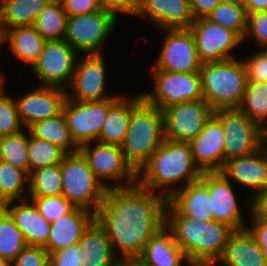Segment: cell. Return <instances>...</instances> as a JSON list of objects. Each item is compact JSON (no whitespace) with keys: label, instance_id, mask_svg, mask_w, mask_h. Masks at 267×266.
I'll list each match as a JSON object with an SVG mask.
<instances>
[{"label":"cell","instance_id":"cell-1","mask_svg":"<svg viewBox=\"0 0 267 266\" xmlns=\"http://www.w3.org/2000/svg\"><path fill=\"white\" fill-rule=\"evenodd\" d=\"M167 201L163 192L155 194L138 184L108 188L95 219L117 257V249L121 256L141 254L149 239L165 226Z\"/></svg>","mask_w":267,"mask_h":266},{"label":"cell","instance_id":"cell-2","mask_svg":"<svg viewBox=\"0 0 267 266\" xmlns=\"http://www.w3.org/2000/svg\"><path fill=\"white\" fill-rule=\"evenodd\" d=\"M165 226L191 266H215L234 231L215 220L205 222L185 217L169 201L165 208Z\"/></svg>","mask_w":267,"mask_h":266},{"label":"cell","instance_id":"cell-3","mask_svg":"<svg viewBox=\"0 0 267 266\" xmlns=\"http://www.w3.org/2000/svg\"><path fill=\"white\" fill-rule=\"evenodd\" d=\"M201 174L194 164L189 142L164 139L151 158L137 172V184L152 192L164 190L168 200L174 194L173 188L177 184L183 182L181 187L187 186L199 180Z\"/></svg>","mask_w":267,"mask_h":266},{"label":"cell","instance_id":"cell-4","mask_svg":"<svg viewBox=\"0 0 267 266\" xmlns=\"http://www.w3.org/2000/svg\"><path fill=\"white\" fill-rule=\"evenodd\" d=\"M163 112L142 99L130 113L128 131L121 150L138 172L164 141Z\"/></svg>","mask_w":267,"mask_h":266},{"label":"cell","instance_id":"cell-5","mask_svg":"<svg viewBox=\"0 0 267 266\" xmlns=\"http://www.w3.org/2000/svg\"><path fill=\"white\" fill-rule=\"evenodd\" d=\"M200 74L203 99L213 110L241 105L247 82L242 59L202 63Z\"/></svg>","mask_w":267,"mask_h":266},{"label":"cell","instance_id":"cell-6","mask_svg":"<svg viewBox=\"0 0 267 266\" xmlns=\"http://www.w3.org/2000/svg\"><path fill=\"white\" fill-rule=\"evenodd\" d=\"M60 167L63 179L62 195L74 207L84 208L96 214L108 187L94 175L79 151L67 153Z\"/></svg>","mask_w":267,"mask_h":266},{"label":"cell","instance_id":"cell-7","mask_svg":"<svg viewBox=\"0 0 267 266\" xmlns=\"http://www.w3.org/2000/svg\"><path fill=\"white\" fill-rule=\"evenodd\" d=\"M213 114L224 130V164L256 152L264 145V131L238 108L217 109Z\"/></svg>","mask_w":267,"mask_h":266},{"label":"cell","instance_id":"cell-8","mask_svg":"<svg viewBox=\"0 0 267 266\" xmlns=\"http://www.w3.org/2000/svg\"><path fill=\"white\" fill-rule=\"evenodd\" d=\"M154 93L143 92L142 98L161 111L165 108L186 101L204 100L200 72H171L151 70Z\"/></svg>","mask_w":267,"mask_h":266},{"label":"cell","instance_id":"cell-9","mask_svg":"<svg viewBox=\"0 0 267 266\" xmlns=\"http://www.w3.org/2000/svg\"><path fill=\"white\" fill-rule=\"evenodd\" d=\"M117 18L113 12L105 9L68 16L64 40L77 52L102 54L101 45L114 29Z\"/></svg>","mask_w":267,"mask_h":266},{"label":"cell","instance_id":"cell-10","mask_svg":"<svg viewBox=\"0 0 267 266\" xmlns=\"http://www.w3.org/2000/svg\"><path fill=\"white\" fill-rule=\"evenodd\" d=\"M91 146L92 142L85 143L79 146L78 151L103 184L108 188L130 187L137 184V172L126 161L120 146L102 144L97 141L93 147ZM108 180H114V182L119 180L120 184L109 185L104 182ZM121 181H125V183L121 185Z\"/></svg>","mask_w":267,"mask_h":266},{"label":"cell","instance_id":"cell-11","mask_svg":"<svg viewBox=\"0 0 267 266\" xmlns=\"http://www.w3.org/2000/svg\"><path fill=\"white\" fill-rule=\"evenodd\" d=\"M121 97L116 95L99 101H74L66 98L63 114L74 142L81 146L96 142L109 108Z\"/></svg>","mask_w":267,"mask_h":266},{"label":"cell","instance_id":"cell-12","mask_svg":"<svg viewBox=\"0 0 267 266\" xmlns=\"http://www.w3.org/2000/svg\"><path fill=\"white\" fill-rule=\"evenodd\" d=\"M78 52L65 40L46 41L44 49L32 65L34 75L41 86L65 88L71 83Z\"/></svg>","mask_w":267,"mask_h":266},{"label":"cell","instance_id":"cell-13","mask_svg":"<svg viewBox=\"0 0 267 266\" xmlns=\"http://www.w3.org/2000/svg\"><path fill=\"white\" fill-rule=\"evenodd\" d=\"M162 112L164 138L190 142L202 132L214 110L204 100H192L173 104Z\"/></svg>","mask_w":267,"mask_h":266},{"label":"cell","instance_id":"cell-14","mask_svg":"<svg viewBox=\"0 0 267 266\" xmlns=\"http://www.w3.org/2000/svg\"><path fill=\"white\" fill-rule=\"evenodd\" d=\"M189 29L194 35L202 63L236 58L230 52L243 42L235 32L212 22L207 17L195 19Z\"/></svg>","mask_w":267,"mask_h":266},{"label":"cell","instance_id":"cell-15","mask_svg":"<svg viewBox=\"0 0 267 266\" xmlns=\"http://www.w3.org/2000/svg\"><path fill=\"white\" fill-rule=\"evenodd\" d=\"M201 66L190 29H168L158 60L151 70L188 73L200 72Z\"/></svg>","mask_w":267,"mask_h":266},{"label":"cell","instance_id":"cell-16","mask_svg":"<svg viewBox=\"0 0 267 266\" xmlns=\"http://www.w3.org/2000/svg\"><path fill=\"white\" fill-rule=\"evenodd\" d=\"M105 62L103 54H85L77 60L76 68L69 85L72 95L67 92V98L74 101H99L107 98L105 92ZM106 95V96H105Z\"/></svg>","mask_w":267,"mask_h":266},{"label":"cell","instance_id":"cell-17","mask_svg":"<svg viewBox=\"0 0 267 266\" xmlns=\"http://www.w3.org/2000/svg\"><path fill=\"white\" fill-rule=\"evenodd\" d=\"M66 89L41 86L15 99L23 126L28 130L36 122L54 117L63 110Z\"/></svg>","mask_w":267,"mask_h":266},{"label":"cell","instance_id":"cell-18","mask_svg":"<svg viewBox=\"0 0 267 266\" xmlns=\"http://www.w3.org/2000/svg\"><path fill=\"white\" fill-rule=\"evenodd\" d=\"M224 140L223 125L212 114L202 132L189 142L194 164L201 173L221 172L224 166Z\"/></svg>","mask_w":267,"mask_h":266},{"label":"cell","instance_id":"cell-19","mask_svg":"<svg viewBox=\"0 0 267 266\" xmlns=\"http://www.w3.org/2000/svg\"><path fill=\"white\" fill-rule=\"evenodd\" d=\"M200 180L208 187L212 198L214 220L233 230L244 229L246 226L230 180L220 172L202 173Z\"/></svg>","mask_w":267,"mask_h":266},{"label":"cell","instance_id":"cell-20","mask_svg":"<svg viewBox=\"0 0 267 266\" xmlns=\"http://www.w3.org/2000/svg\"><path fill=\"white\" fill-rule=\"evenodd\" d=\"M134 15L149 17L164 30L187 29L194 21L189 0H136Z\"/></svg>","mask_w":267,"mask_h":266},{"label":"cell","instance_id":"cell-21","mask_svg":"<svg viewBox=\"0 0 267 266\" xmlns=\"http://www.w3.org/2000/svg\"><path fill=\"white\" fill-rule=\"evenodd\" d=\"M220 173L227 179L255 190L256 195L267 188V147L263 145L250 155L228 160Z\"/></svg>","mask_w":267,"mask_h":266},{"label":"cell","instance_id":"cell-22","mask_svg":"<svg viewBox=\"0 0 267 266\" xmlns=\"http://www.w3.org/2000/svg\"><path fill=\"white\" fill-rule=\"evenodd\" d=\"M23 203L10 201L4 204L6 211L13 218L16 226L21 230L28 246L47 245V240L51 231L49 223L39 212L36 205L26 196L22 198Z\"/></svg>","mask_w":267,"mask_h":266},{"label":"cell","instance_id":"cell-23","mask_svg":"<svg viewBox=\"0 0 267 266\" xmlns=\"http://www.w3.org/2000/svg\"><path fill=\"white\" fill-rule=\"evenodd\" d=\"M95 219V214L87 209L74 207L68 214L51 223V231L44 247L50 254L78 244L84 230Z\"/></svg>","mask_w":267,"mask_h":266},{"label":"cell","instance_id":"cell-24","mask_svg":"<svg viewBox=\"0 0 267 266\" xmlns=\"http://www.w3.org/2000/svg\"><path fill=\"white\" fill-rule=\"evenodd\" d=\"M168 201L185 217L214 221L212 198L208 187L200 179L184 187H175Z\"/></svg>","mask_w":267,"mask_h":266},{"label":"cell","instance_id":"cell-25","mask_svg":"<svg viewBox=\"0 0 267 266\" xmlns=\"http://www.w3.org/2000/svg\"><path fill=\"white\" fill-rule=\"evenodd\" d=\"M79 266H115L117 256L103 227L94 219L78 242Z\"/></svg>","mask_w":267,"mask_h":266},{"label":"cell","instance_id":"cell-26","mask_svg":"<svg viewBox=\"0 0 267 266\" xmlns=\"http://www.w3.org/2000/svg\"><path fill=\"white\" fill-rule=\"evenodd\" d=\"M217 263L223 266H267L261 248L246 228L230 234Z\"/></svg>","mask_w":267,"mask_h":266},{"label":"cell","instance_id":"cell-27","mask_svg":"<svg viewBox=\"0 0 267 266\" xmlns=\"http://www.w3.org/2000/svg\"><path fill=\"white\" fill-rule=\"evenodd\" d=\"M168 232H167V231ZM164 226L147 242L139 255L148 266H191L182 249L174 241L172 232Z\"/></svg>","mask_w":267,"mask_h":266},{"label":"cell","instance_id":"cell-28","mask_svg":"<svg viewBox=\"0 0 267 266\" xmlns=\"http://www.w3.org/2000/svg\"><path fill=\"white\" fill-rule=\"evenodd\" d=\"M142 99L141 93L128 101L125 96H121L109 108L97 142L121 146L128 131L131 110Z\"/></svg>","mask_w":267,"mask_h":266},{"label":"cell","instance_id":"cell-29","mask_svg":"<svg viewBox=\"0 0 267 266\" xmlns=\"http://www.w3.org/2000/svg\"><path fill=\"white\" fill-rule=\"evenodd\" d=\"M3 44L8 42L14 56L29 65L35 63L41 55L46 40L38 33L34 25L16 26L2 33Z\"/></svg>","mask_w":267,"mask_h":266},{"label":"cell","instance_id":"cell-30","mask_svg":"<svg viewBox=\"0 0 267 266\" xmlns=\"http://www.w3.org/2000/svg\"><path fill=\"white\" fill-rule=\"evenodd\" d=\"M50 0H0V30L34 25L40 11Z\"/></svg>","mask_w":267,"mask_h":266},{"label":"cell","instance_id":"cell-31","mask_svg":"<svg viewBox=\"0 0 267 266\" xmlns=\"http://www.w3.org/2000/svg\"><path fill=\"white\" fill-rule=\"evenodd\" d=\"M29 131L36 138L59 146L66 153L79 150V146L72 139L63 111L54 117L36 122Z\"/></svg>","mask_w":267,"mask_h":266},{"label":"cell","instance_id":"cell-32","mask_svg":"<svg viewBox=\"0 0 267 266\" xmlns=\"http://www.w3.org/2000/svg\"><path fill=\"white\" fill-rule=\"evenodd\" d=\"M68 15L61 0H50L34 22L38 33L46 41L64 40Z\"/></svg>","mask_w":267,"mask_h":266},{"label":"cell","instance_id":"cell-33","mask_svg":"<svg viewBox=\"0 0 267 266\" xmlns=\"http://www.w3.org/2000/svg\"><path fill=\"white\" fill-rule=\"evenodd\" d=\"M238 109L264 131L267 128V83L247 81Z\"/></svg>","mask_w":267,"mask_h":266},{"label":"cell","instance_id":"cell-34","mask_svg":"<svg viewBox=\"0 0 267 266\" xmlns=\"http://www.w3.org/2000/svg\"><path fill=\"white\" fill-rule=\"evenodd\" d=\"M62 184L60 164L39 168L29 174V196L42 198L61 195Z\"/></svg>","mask_w":267,"mask_h":266},{"label":"cell","instance_id":"cell-35","mask_svg":"<svg viewBox=\"0 0 267 266\" xmlns=\"http://www.w3.org/2000/svg\"><path fill=\"white\" fill-rule=\"evenodd\" d=\"M26 246L21 230L4 205L0 204V257L12 262Z\"/></svg>","mask_w":267,"mask_h":266},{"label":"cell","instance_id":"cell-36","mask_svg":"<svg viewBox=\"0 0 267 266\" xmlns=\"http://www.w3.org/2000/svg\"><path fill=\"white\" fill-rule=\"evenodd\" d=\"M25 185H29V174L25 170L0 161V204L22 198Z\"/></svg>","mask_w":267,"mask_h":266},{"label":"cell","instance_id":"cell-37","mask_svg":"<svg viewBox=\"0 0 267 266\" xmlns=\"http://www.w3.org/2000/svg\"><path fill=\"white\" fill-rule=\"evenodd\" d=\"M28 157L29 174L39 168L60 164L67 154L59 146L33 136L29 129Z\"/></svg>","mask_w":267,"mask_h":266},{"label":"cell","instance_id":"cell-38","mask_svg":"<svg viewBox=\"0 0 267 266\" xmlns=\"http://www.w3.org/2000/svg\"><path fill=\"white\" fill-rule=\"evenodd\" d=\"M207 18L226 29L235 32L242 40H244L248 22V14L245 7L220 2Z\"/></svg>","mask_w":267,"mask_h":266},{"label":"cell","instance_id":"cell-39","mask_svg":"<svg viewBox=\"0 0 267 266\" xmlns=\"http://www.w3.org/2000/svg\"><path fill=\"white\" fill-rule=\"evenodd\" d=\"M28 143L29 136L23 130L18 134L0 137V161L29 174Z\"/></svg>","mask_w":267,"mask_h":266},{"label":"cell","instance_id":"cell-40","mask_svg":"<svg viewBox=\"0 0 267 266\" xmlns=\"http://www.w3.org/2000/svg\"><path fill=\"white\" fill-rule=\"evenodd\" d=\"M3 86L0 87V137L18 134L24 128L17 111L15 98L7 96Z\"/></svg>","mask_w":267,"mask_h":266},{"label":"cell","instance_id":"cell-41","mask_svg":"<svg viewBox=\"0 0 267 266\" xmlns=\"http://www.w3.org/2000/svg\"><path fill=\"white\" fill-rule=\"evenodd\" d=\"M30 200L33 201L40 214L49 223H53L61 216L68 214L74 208L62 194L51 197L31 198Z\"/></svg>","mask_w":267,"mask_h":266},{"label":"cell","instance_id":"cell-42","mask_svg":"<svg viewBox=\"0 0 267 266\" xmlns=\"http://www.w3.org/2000/svg\"><path fill=\"white\" fill-rule=\"evenodd\" d=\"M49 253L41 246H26L12 261V266H48Z\"/></svg>","mask_w":267,"mask_h":266},{"label":"cell","instance_id":"cell-43","mask_svg":"<svg viewBox=\"0 0 267 266\" xmlns=\"http://www.w3.org/2000/svg\"><path fill=\"white\" fill-rule=\"evenodd\" d=\"M248 37H253L258 46L267 44V11L248 15L244 40Z\"/></svg>","mask_w":267,"mask_h":266},{"label":"cell","instance_id":"cell-44","mask_svg":"<svg viewBox=\"0 0 267 266\" xmlns=\"http://www.w3.org/2000/svg\"><path fill=\"white\" fill-rule=\"evenodd\" d=\"M246 67L247 81L267 83V60L258 52L243 61Z\"/></svg>","mask_w":267,"mask_h":266},{"label":"cell","instance_id":"cell-45","mask_svg":"<svg viewBox=\"0 0 267 266\" xmlns=\"http://www.w3.org/2000/svg\"><path fill=\"white\" fill-rule=\"evenodd\" d=\"M78 244L66 247L49 255L51 266H79Z\"/></svg>","mask_w":267,"mask_h":266},{"label":"cell","instance_id":"cell-46","mask_svg":"<svg viewBox=\"0 0 267 266\" xmlns=\"http://www.w3.org/2000/svg\"><path fill=\"white\" fill-rule=\"evenodd\" d=\"M68 16L91 14L102 10L97 0H61Z\"/></svg>","mask_w":267,"mask_h":266},{"label":"cell","instance_id":"cell-47","mask_svg":"<svg viewBox=\"0 0 267 266\" xmlns=\"http://www.w3.org/2000/svg\"><path fill=\"white\" fill-rule=\"evenodd\" d=\"M97 2L102 9L113 12L117 17L119 13L134 15L136 8V0H97Z\"/></svg>","mask_w":267,"mask_h":266},{"label":"cell","instance_id":"cell-48","mask_svg":"<svg viewBox=\"0 0 267 266\" xmlns=\"http://www.w3.org/2000/svg\"><path fill=\"white\" fill-rule=\"evenodd\" d=\"M249 203L250 213L256 218L267 222V188L254 195Z\"/></svg>","mask_w":267,"mask_h":266},{"label":"cell","instance_id":"cell-49","mask_svg":"<svg viewBox=\"0 0 267 266\" xmlns=\"http://www.w3.org/2000/svg\"><path fill=\"white\" fill-rule=\"evenodd\" d=\"M251 215V227H245L250 234L254 237L258 246H267V222L256 218L252 213Z\"/></svg>","mask_w":267,"mask_h":266},{"label":"cell","instance_id":"cell-50","mask_svg":"<svg viewBox=\"0 0 267 266\" xmlns=\"http://www.w3.org/2000/svg\"><path fill=\"white\" fill-rule=\"evenodd\" d=\"M189 2L195 20L207 17L220 3V0H189Z\"/></svg>","mask_w":267,"mask_h":266},{"label":"cell","instance_id":"cell-51","mask_svg":"<svg viewBox=\"0 0 267 266\" xmlns=\"http://www.w3.org/2000/svg\"><path fill=\"white\" fill-rule=\"evenodd\" d=\"M120 257V258H119ZM115 266H148L139 255L118 256Z\"/></svg>","mask_w":267,"mask_h":266},{"label":"cell","instance_id":"cell-52","mask_svg":"<svg viewBox=\"0 0 267 266\" xmlns=\"http://www.w3.org/2000/svg\"><path fill=\"white\" fill-rule=\"evenodd\" d=\"M244 7L248 15L267 11V0H246Z\"/></svg>","mask_w":267,"mask_h":266},{"label":"cell","instance_id":"cell-53","mask_svg":"<svg viewBox=\"0 0 267 266\" xmlns=\"http://www.w3.org/2000/svg\"><path fill=\"white\" fill-rule=\"evenodd\" d=\"M220 2L235 4L244 7L246 0H220Z\"/></svg>","mask_w":267,"mask_h":266},{"label":"cell","instance_id":"cell-54","mask_svg":"<svg viewBox=\"0 0 267 266\" xmlns=\"http://www.w3.org/2000/svg\"><path fill=\"white\" fill-rule=\"evenodd\" d=\"M260 47V51L257 52L267 60V44L261 45Z\"/></svg>","mask_w":267,"mask_h":266},{"label":"cell","instance_id":"cell-55","mask_svg":"<svg viewBox=\"0 0 267 266\" xmlns=\"http://www.w3.org/2000/svg\"><path fill=\"white\" fill-rule=\"evenodd\" d=\"M0 266H12V262L0 257Z\"/></svg>","mask_w":267,"mask_h":266},{"label":"cell","instance_id":"cell-56","mask_svg":"<svg viewBox=\"0 0 267 266\" xmlns=\"http://www.w3.org/2000/svg\"><path fill=\"white\" fill-rule=\"evenodd\" d=\"M261 248L262 254L264 256L266 265H267V246H259Z\"/></svg>","mask_w":267,"mask_h":266},{"label":"cell","instance_id":"cell-57","mask_svg":"<svg viewBox=\"0 0 267 266\" xmlns=\"http://www.w3.org/2000/svg\"><path fill=\"white\" fill-rule=\"evenodd\" d=\"M5 77L3 76V72L0 71V87L4 84L5 82Z\"/></svg>","mask_w":267,"mask_h":266},{"label":"cell","instance_id":"cell-58","mask_svg":"<svg viewBox=\"0 0 267 266\" xmlns=\"http://www.w3.org/2000/svg\"><path fill=\"white\" fill-rule=\"evenodd\" d=\"M264 145L267 147V128L264 130Z\"/></svg>","mask_w":267,"mask_h":266},{"label":"cell","instance_id":"cell-59","mask_svg":"<svg viewBox=\"0 0 267 266\" xmlns=\"http://www.w3.org/2000/svg\"><path fill=\"white\" fill-rule=\"evenodd\" d=\"M3 45V42H2V31L0 30V46H2ZM0 49H1V47H0Z\"/></svg>","mask_w":267,"mask_h":266}]
</instances>
